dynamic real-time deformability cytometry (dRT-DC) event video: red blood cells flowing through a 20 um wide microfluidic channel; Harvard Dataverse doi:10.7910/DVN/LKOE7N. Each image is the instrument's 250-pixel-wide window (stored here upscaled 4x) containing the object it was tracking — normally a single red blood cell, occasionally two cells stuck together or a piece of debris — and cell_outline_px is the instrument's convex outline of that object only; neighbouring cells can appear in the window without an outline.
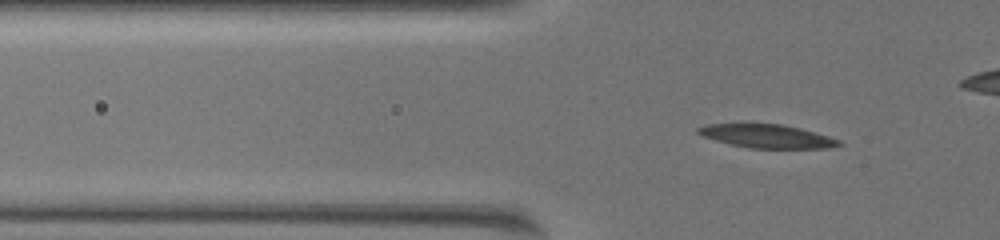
{"species": "common noctule bat (a hibernating species)", "species_latin": "Nyctalus noctula", "temperature_condition": "warm", "stored_images_in_passage": 47, "camera_frame_rate_fps": 3000, "um_per_image_px": 0.085, "animal": {"sex": "female", "body_mass_g": 19.5, "forearm_length_mm": 54.1}, "frame": {"image": 1, "passage_image": 7, "time_ms": 2.0, "image_size_px": [1000, 240], "cell_outline_px": [[844, 144], [828, 148], [748, 148], [716, 140], [704, 136], [696, 132], [696, 128], [704, 124], [748, 120], [752, 120], [780, 124], [800, 128], [828, 136], [840, 140]], "centroid_in_image_um": [65.09, 11.51], "position_along_channel_um": 60.7, "area_um2": 20.23}}
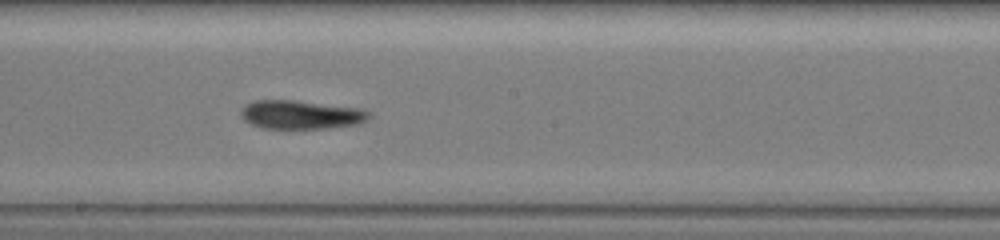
{"frame": {"image": 2, "passage_image": 22, "time_ms": 7.0, "image_size_px": [1000, 240], "cell_outline_px": [[372, 116], [356, 124], [328, 128], [288, 132], [264, 128], [252, 124], [244, 120], [240, 116], [240, 112], [248, 104], [256, 100], [292, 100], [360, 108], [368, 112]], "centroid_in_image_um": [25.54, 9.8], "position_along_channel_um": 222.7, "area_um2": 21.96}}
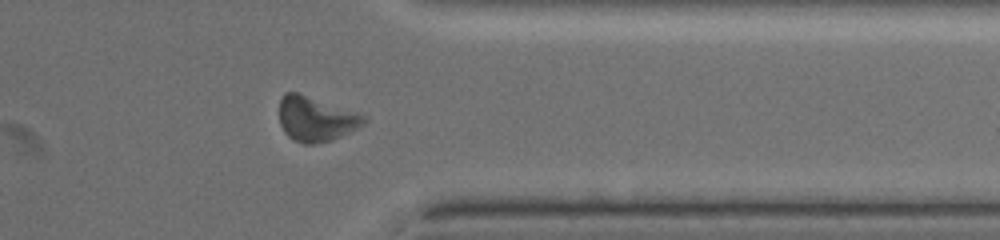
{"frame": {"image": 3, "passage_image": 36, "time_ms": 11.667, "image_size_px": [1000, 240], "cell_outline_px": [[364, 124], [332, 140], [312, 144], [304, 144], [292, 140], [284, 132], [280, 124], [280, 100], [284, 92], [300, 92], [364, 116]], "centroid_in_image_um": [26.77, 10.11], "position_along_channel_um": 384.6, "area_um2": 21.73}, "authors_computed_cell_mechanics": {"area_um2": 21.386, "velocity_mm_per_s": 3.5297, "shape_relaxation_time_tau1_ms": 9.9591, "shape_relaxation_time_tau2_ms": 6.9333, "deformation_change_tau1": 0.1631, "deformation_change_tau2": 0.1642}}